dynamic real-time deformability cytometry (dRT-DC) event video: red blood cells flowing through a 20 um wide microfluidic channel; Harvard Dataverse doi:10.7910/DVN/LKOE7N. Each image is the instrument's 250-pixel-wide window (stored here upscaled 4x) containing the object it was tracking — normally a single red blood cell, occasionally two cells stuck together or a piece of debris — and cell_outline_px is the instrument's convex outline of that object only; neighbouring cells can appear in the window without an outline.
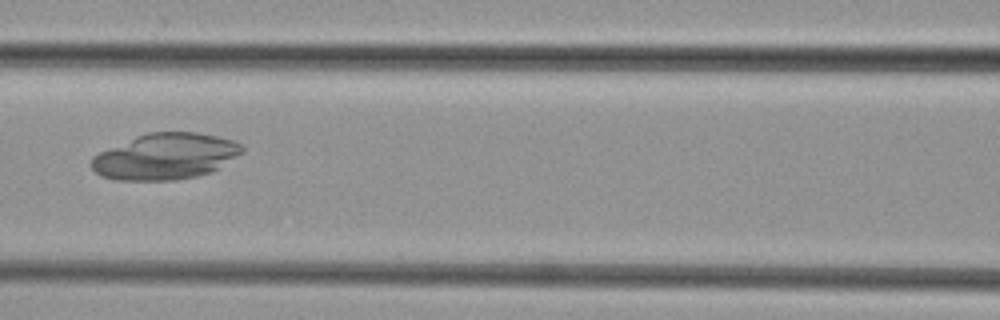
{"species": "common noctule bat (a hibernating species)", "species_latin": "Nyctalus noctula", "temperature_condition": "cold", "stored_images_in_passage": 32, "camera_frame_rate_fps": 3000, "um_per_image_px": 0.085, "animal": {"sex": "female", "body_mass_g": 29.2, "forearm_length_mm": 56.3}, "frame": {"image": 1, "passage_image": 13, "time_ms": 4.0, "image_size_px": [1000, 320], "cell_outline_px": [[244, 152], [212, 172], [196, 176], [176, 180], [116, 180], [100, 176], [92, 168], [92, 156], [100, 152], [136, 136], [148, 132], [196, 132], [216, 136], [232, 140], [240, 144], [244, 148]], "centroid_in_image_um": [14.07, 13.3], "position_along_channel_um": 152.5, "area_um2": 40.34}}
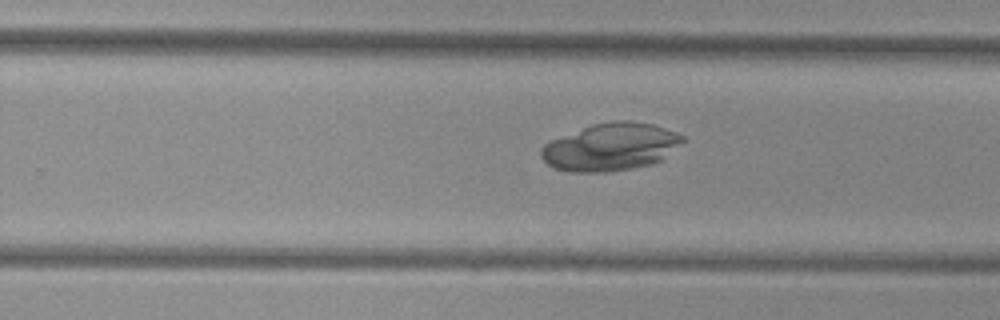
{"frame": {"image": 2, "passage_image": 22, "time_ms": 7.0, "image_size_px": [1000, 320], "cell_outline_px": [[684, 140], [660, 160], [652, 164], [632, 168], [604, 172], [568, 172], [552, 168], [540, 156], [540, 148], [548, 140], [592, 124], [616, 120], [628, 120], [652, 124], [676, 132], [684, 136]], "centroid_in_image_um": [51.84, 12.49], "position_along_channel_um": 278.0, "area_um2": 39.25}}
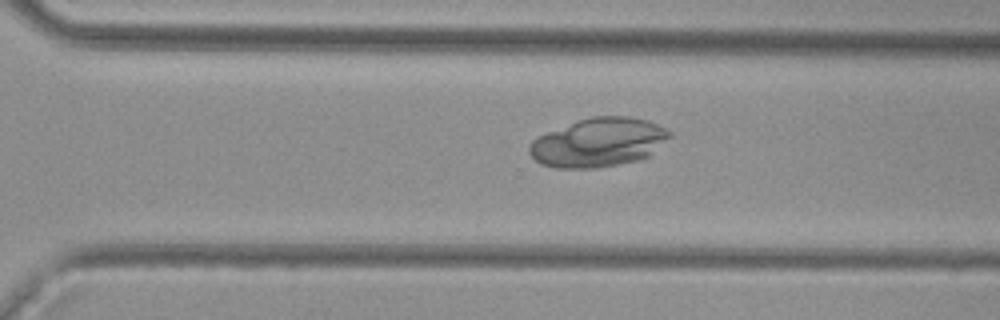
{"frame": {"image": 3, "passage_image": 25, "time_ms": 8.0, "image_size_px": [1000, 320], "cell_outline_px": [[672, 136], [648, 156], [640, 160], [596, 168], [552, 168], [540, 164], [528, 152], [528, 144], [536, 136], [580, 120], [592, 116], [632, 116], [648, 120], [672, 132]], "centroid_in_image_um": [50.86, 12.11], "position_along_channel_um": 319.7, "area_um2": 40.06}}